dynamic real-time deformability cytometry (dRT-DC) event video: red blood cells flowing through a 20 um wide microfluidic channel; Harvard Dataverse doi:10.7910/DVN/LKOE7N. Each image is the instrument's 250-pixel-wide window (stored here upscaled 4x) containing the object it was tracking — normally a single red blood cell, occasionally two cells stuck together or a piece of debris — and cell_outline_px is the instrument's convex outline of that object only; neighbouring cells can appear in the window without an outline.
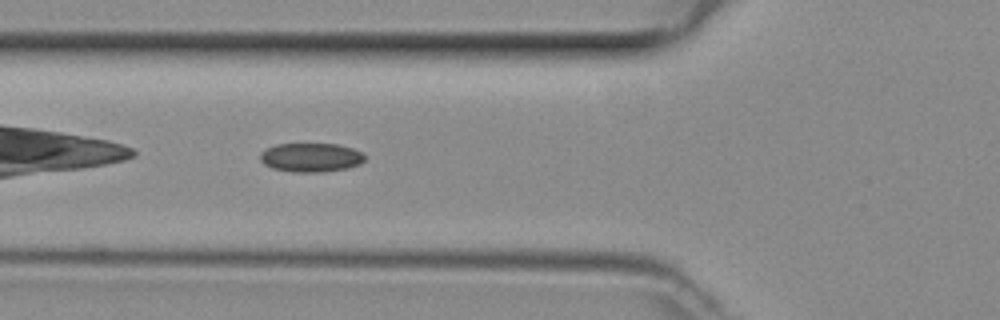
{"species": "common noctule bat (a hibernating species)", "species_latin": "Nyctalus noctula", "temperature_condition": "room temperature", "stored_images_in_passage": 35, "camera_frame_rate_fps": 3000, "um_per_image_px": 0.085, "animal": {"sex": "female", "body_mass_g": 29.2, "forearm_length_mm": 56.3}, "frame": {"image": 1, "passage_image": 4, "time_ms": 1.0, "image_size_px": [1000, 320], "cell_outline_px": [[368, 156], [360, 164], [348, 168], [324, 172], [292, 172], [272, 168], [264, 164], [260, 160], [260, 152], [276, 144], [336, 144], [352, 148], [364, 152]], "centroid_in_image_um": [26.47, 13.39], "position_along_channel_um": 99.3, "area_um2": 17.86}}
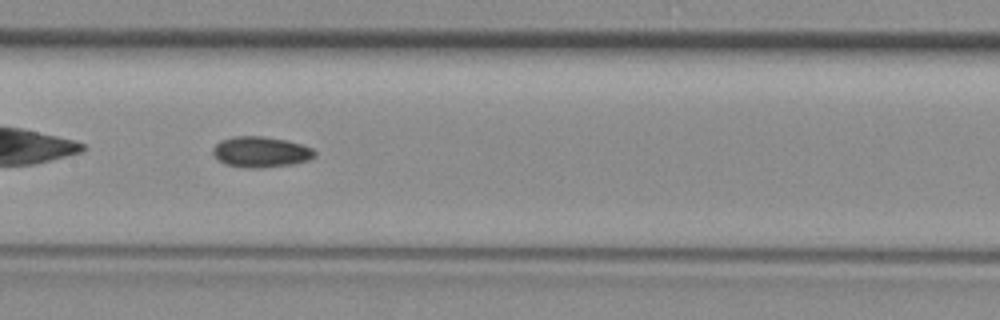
{"frame": {"image": 2, "passage_image": 10, "time_ms": 3.0, "image_size_px": [1000, 320], "cell_outline_px": [[316, 152], [308, 160], [292, 164], [260, 168], [244, 168], [224, 164], [212, 152], [212, 148], [220, 140], [236, 136], [264, 136], [288, 140], [312, 148]], "centroid_in_image_um": [22.14, 12.91], "position_along_channel_um": 185.3, "area_um2": 18.21}}
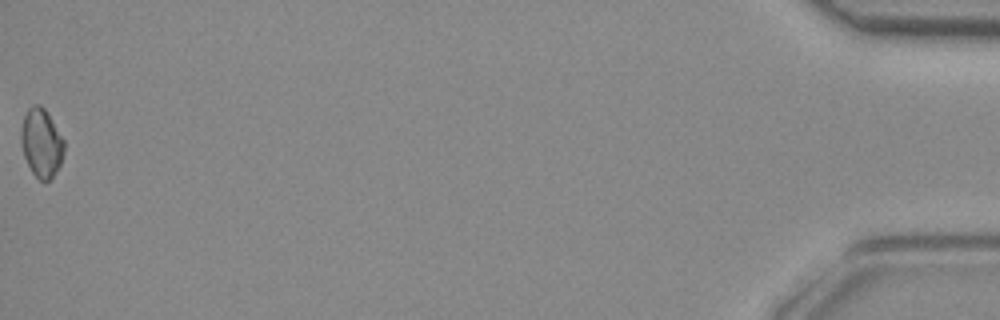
{"frame": {"image": 3, "passage_image": 35, "time_ms": 11.333, "image_size_px": [1000, 320], "cell_outline_px": [[64, 152], [60, 164], [52, 176], [48, 180], [40, 180], [32, 172], [24, 156], [20, 136], [24, 116], [28, 108], [36, 104], [40, 104], [44, 108], [64, 140]], "centroid_in_image_um": [3.51, 12.13], "position_along_channel_um": 431.7, "area_um2": 16.82}}